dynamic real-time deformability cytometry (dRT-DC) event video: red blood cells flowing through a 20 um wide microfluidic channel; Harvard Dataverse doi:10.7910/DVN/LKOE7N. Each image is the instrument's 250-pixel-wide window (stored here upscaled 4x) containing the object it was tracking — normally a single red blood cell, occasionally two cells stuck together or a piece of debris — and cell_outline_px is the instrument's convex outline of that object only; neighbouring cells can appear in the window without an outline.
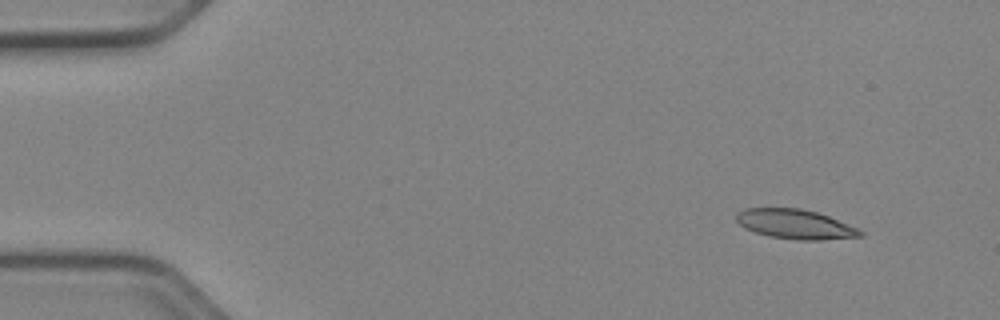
{"species": "Egyptian fruit bat (a non-hibernating species)", "species_latin": "Rousettus aegyptiacus", "temperature_condition": "cold", "stored_images_in_passage": 48, "camera_frame_rate_fps": 3000, "um_per_image_px": 0.085, "animal": {"sex": "female"}, "frame": {"image": 1, "passage_image": 1, "time_ms": 0.0, "image_size_px": [1000, 320], "cell_outline_px": [[864, 236], [820, 240], [796, 240], [768, 236], [744, 228], [736, 220], [736, 212], [744, 208], [800, 208], [816, 212], [828, 216], [860, 228], [864, 232]], "centroid_in_image_um": [67.61, 19.06], "position_along_channel_um": 17.4, "area_um2": 21.5}}
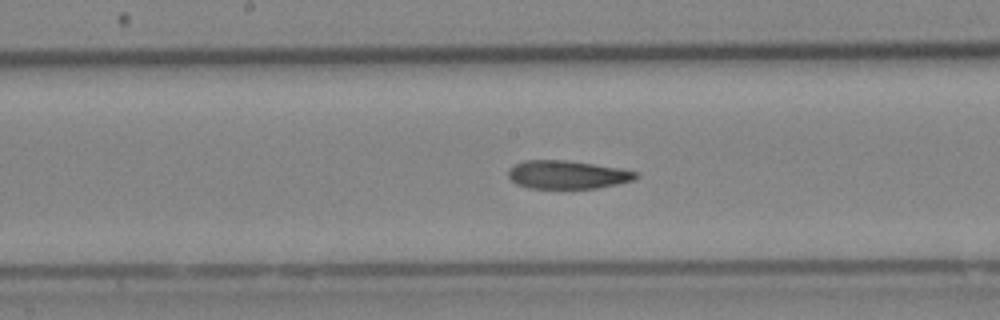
{"frame": {"image": 2, "passage_image": 23, "time_ms": 7.333, "image_size_px": [1000, 320], "cell_outline_px": [[640, 176], [632, 180], [616, 184], [596, 188], [528, 188], [516, 184], [508, 176], [508, 168], [524, 160], [564, 160], [620, 168], [636, 172]], "centroid_in_image_um": [48.19, 14.85], "position_along_channel_um": 200.0, "area_um2": 20.87}}
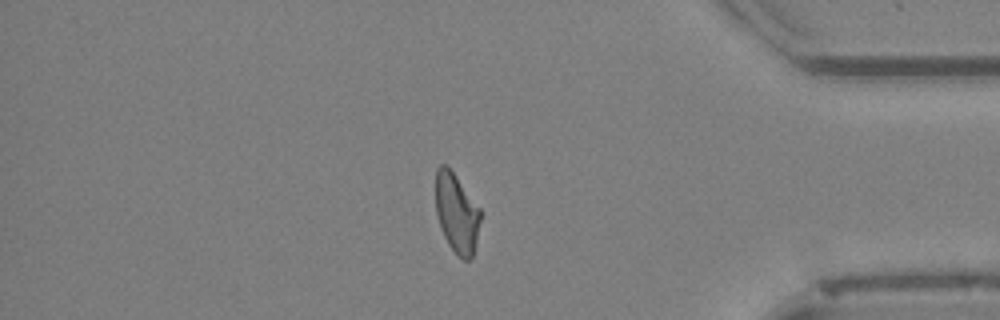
{"frame": {"image": 3, "passage_image": 40, "time_ms": 13.0, "image_size_px": [1000, 320], "cell_outline_px": [[480, 220], [476, 240], [472, 256], [468, 260], [464, 260], [448, 244], [440, 228], [436, 212], [436, 168], [440, 164], [444, 164], [452, 172], [480, 208]], "centroid_in_image_um": [38.79, 18.11], "position_along_channel_um": 396.4, "area_um2": 20.23}, "authors_computed_cell_mechanics": {"area_um2": 21.7328, "velocity_mm_per_s": 3.9531, "shape_relaxation_time_tau1_ms": null, "shape_relaxation_time_tau2_ms": 4.7722, "deformation_change_tau1": null, "deformation_change_tau2": 0.1241}}